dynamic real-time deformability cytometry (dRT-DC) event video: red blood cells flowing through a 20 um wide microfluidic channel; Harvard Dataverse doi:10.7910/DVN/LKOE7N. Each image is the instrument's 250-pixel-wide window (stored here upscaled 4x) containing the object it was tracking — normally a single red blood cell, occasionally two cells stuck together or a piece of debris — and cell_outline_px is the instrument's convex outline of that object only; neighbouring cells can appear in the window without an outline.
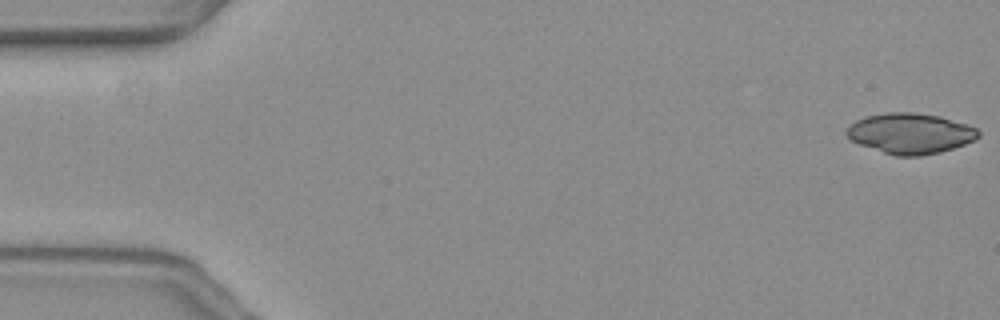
{"species": "common noctule bat (a hibernating species)", "species_latin": "Nyctalus noctula", "temperature_condition": "warm", "stored_images_in_passage": 56, "camera_frame_rate_fps": 3000, "um_per_image_px": 0.085, "animal": {"sex": "female", "body_mass_g": 19.3, "forearm_length_mm": 54.1}, "frame": {"image": 1, "passage_image": 1, "time_ms": 0.0, "image_size_px": [1000, 320], "cell_outline_px": [[980, 136], [976, 140], [940, 152], [920, 156], [896, 156], [860, 144], [852, 140], [844, 132], [856, 120], [864, 116], [884, 112], [912, 112], [940, 116], [968, 124], [976, 128], [980, 132]], "centroid_in_image_um": [77.4, 11.33], "position_along_channel_um": 7.6, "area_um2": 31.1}}